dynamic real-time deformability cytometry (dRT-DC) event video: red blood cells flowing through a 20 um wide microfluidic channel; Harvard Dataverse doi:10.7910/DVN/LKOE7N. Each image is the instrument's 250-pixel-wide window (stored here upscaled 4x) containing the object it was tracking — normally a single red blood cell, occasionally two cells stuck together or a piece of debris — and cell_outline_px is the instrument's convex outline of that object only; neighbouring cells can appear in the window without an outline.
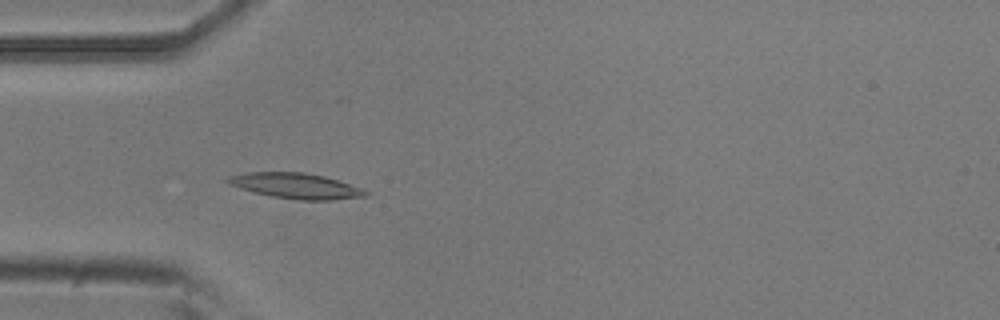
{"species": "common noctule bat (a hibernating species)", "species_latin": "Nyctalus noctula", "temperature_condition": "room temperature", "stored_images_in_passage": 54, "camera_frame_rate_fps": 3000, "um_per_image_px": 0.085, "animal": {"sex": "male", "body_mass_g": 20.5, "forearm_length_mm": 52.5}, "frame": {"image": 1, "passage_image": 16, "time_ms": 5.0, "image_size_px": [1000, 320], "cell_outline_px": [[372, 192], [368, 196], [332, 200], [300, 200], [272, 196], [252, 192], [232, 184], [224, 180], [228, 176], [248, 172], [304, 172], [324, 176]], "centroid_in_image_um": [25.18, 15.8], "position_along_channel_um": 59.8, "area_um2": 20.29}}
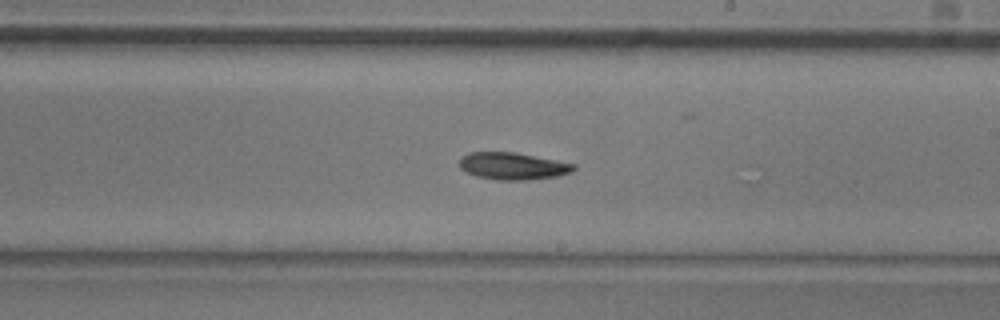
{"frame": {"image": 2, "passage_image": 31, "time_ms": 10.0, "image_size_px": [1000, 320], "cell_outline_px": [[576, 168], [572, 172], [560, 176], [528, 180], [496, 180], [476, 176], [460, 168], [460, 160], [468, 152], [516, 152], [576, 164]], "centroid_in_image_um": [43.63, 14.12], "position_along_channel_um": 245.4, "area_um2": 18.15}}
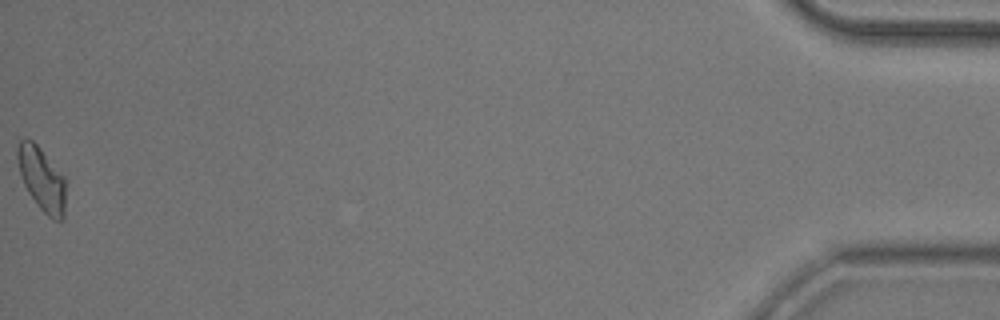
{"frame": {"image": 3, "passage_image": 54, "time_ms": 17.667, "image_size_px": [1000, 320], "cell_outline_px": [[68, 180], [64, 220], [52, 220], [36, 204], [28, 192], [24, 184], [20, 172], [16, 156], [16, 148], [20, 140], [24, 136], [32, 140], [40, 148]], "centroid_in_image_um": [3.6, 15.23], "position_along_channel_um": 431.6, "area_um2": 18.5}, "authors_computed_cell_mechanics": {"area_um2": 18.2359, "velocity_mm_per_s": 3.7455, "shape_relaxation_time_tau1_ms": 4.4764, "shape_relaxation_time_tau2_ms": null, "deformation_change_tau1": 0.121, "deformation_change_tau2": null}}